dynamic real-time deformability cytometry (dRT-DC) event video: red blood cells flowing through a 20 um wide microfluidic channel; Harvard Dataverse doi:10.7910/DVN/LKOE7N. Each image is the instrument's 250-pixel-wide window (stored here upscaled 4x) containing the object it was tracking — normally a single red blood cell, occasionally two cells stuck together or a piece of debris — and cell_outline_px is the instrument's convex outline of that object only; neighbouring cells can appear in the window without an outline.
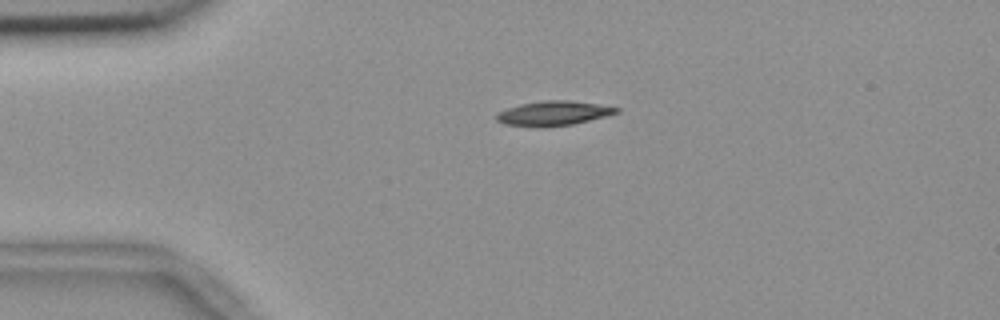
{"species": "common noctule bat (a hibernating species)", "species_latin": "Nyctalus noctula", "temperature_condition": "room temperature", "stored_images_in_passage": 9, "camera_frame_rate_fps": 3000, "um_per_image_px": 0.085, "animal": {"sex": "female", "body_mass_g": 18.4}, "frame": {"image": 1, "passage_image": 1, "time_ms": 0.0, "image_size_px": [1000, 320], "cell_outline_px": [[620, 112], [572, 124], [540, 128], [536, 128], [504, 124], [496, 120], [496, 112], [520, 104], [544, 100], [568, 100], [596, 104], [620, 108]], "centroid_in_image_um": [46.97, 9.64], "position_along_channel_um": 38.0, "area_um2": 17.17}}